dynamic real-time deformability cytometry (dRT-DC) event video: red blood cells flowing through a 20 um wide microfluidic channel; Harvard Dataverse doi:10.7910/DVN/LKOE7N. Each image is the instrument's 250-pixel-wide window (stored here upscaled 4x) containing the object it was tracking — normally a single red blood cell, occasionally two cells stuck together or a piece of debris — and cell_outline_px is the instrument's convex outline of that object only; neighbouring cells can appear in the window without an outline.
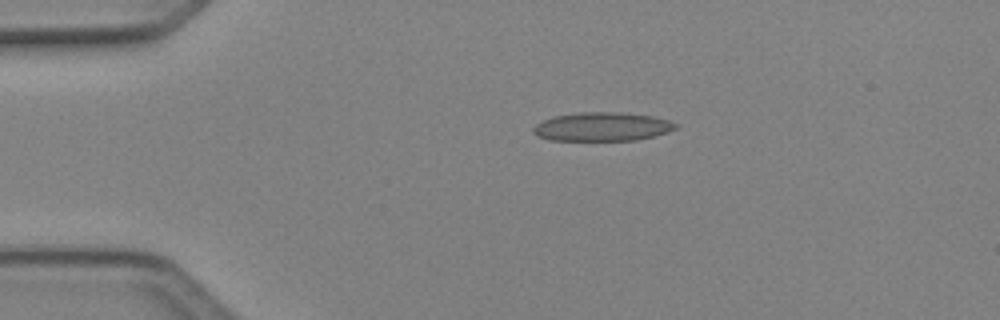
{"species": "Egyptian fruit bat (a non-hibernating species)", "species_latin": "Rousettus aegyptiacus", "temperature_condition": "cold", "stored_images_in_passage": 3, "camera_frame_rate_fps": 3000, "um_per_image_px": 0.085, "animal": {"sex": "female"}, "frame": {"image": 1, "passage_image": 1, "time_ms": 0.0, "image_size_px": [1000, 320], "cell_outline_px": [[680, 124], [676, 128], [668, 132], [636, 140], [548, 140], [536, 136], [532, 132], [532, 128], [536, 124], [552, 116], [580, 112], [624, 112], [652, 116], [668, 120]], "centroid_in_image_um": [51.16, 10.76], "position_along_channel_um": 33.8, "area_um2": 23.99}}